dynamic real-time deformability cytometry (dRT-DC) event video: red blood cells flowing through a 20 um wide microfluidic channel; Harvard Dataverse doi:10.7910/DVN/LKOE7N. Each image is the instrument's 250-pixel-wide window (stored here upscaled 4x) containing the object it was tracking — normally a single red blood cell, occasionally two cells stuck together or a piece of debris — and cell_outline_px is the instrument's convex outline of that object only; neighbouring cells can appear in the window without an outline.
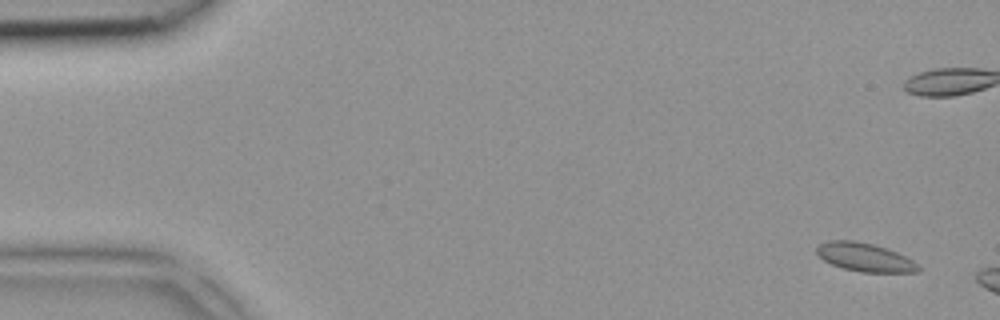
{"species": "common noctule bat (a hibernating species)", "species_latin": "Nyctalus noctula", "temperature_condition": "room temperature", "stored_images_in_passage": 8, "camera_frame_rate_fps": 3000, "um_per_image_px": 0.085, "animal": {"sex": "female", "body_mass_g": 18.4}, "frame": {"image": 1, "passage_image": 1, "time_ms": 0.0, "image_size_px": [1000, 320], "cell_outline_px": [[920, 272], [860, 272], [844, 268], [832, 264], [824, 260], [816, 252], [816, 248], [820, 244], [828, 240], [852, 240], [872, 244], [896, 252], [920, 264]], "centroid_in_image_um": [73.52, 21.87], "position_along_channel_um": 11.5, "area_um2": 16.7}}